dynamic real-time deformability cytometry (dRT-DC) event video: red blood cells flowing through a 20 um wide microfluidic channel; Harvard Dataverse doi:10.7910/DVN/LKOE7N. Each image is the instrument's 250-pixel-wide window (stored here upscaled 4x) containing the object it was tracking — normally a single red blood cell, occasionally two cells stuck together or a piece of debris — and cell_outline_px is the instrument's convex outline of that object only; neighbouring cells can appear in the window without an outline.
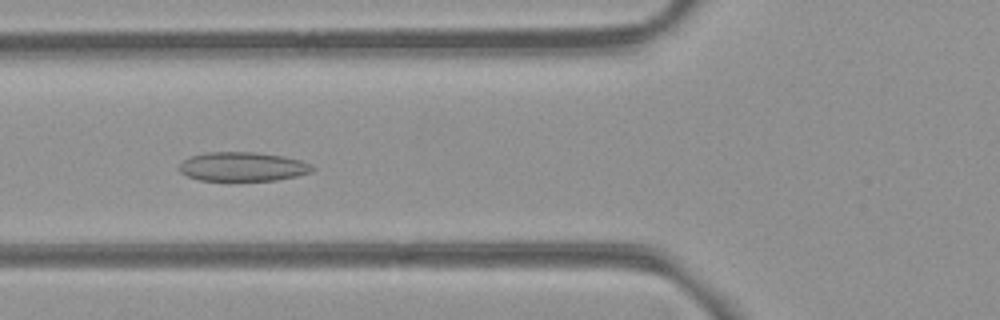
{"species": "common noctule bat (a hibernating species)", "species_latin": "Nyctalus noctula", "temperature_condition": "room temperature", "stored_images_in_passage": 53, "camera_frame_rate_fps": 3000, "um_per_image_px": 0.085, "animal": {"sex": "female", "body_mass_g": 21.9}, "frame": {"image": 1, "passage_image": 20, "time_ms": 6.333, "image_size_px": [1000, 320], "cell_outline_px": [[316, 168], [312, 172], [296, 176], [276, 180], [200, 180], [188, 176], [180, 172], [176, 168], [184, 160], [192, 156], [208, 152], [256, 152], [284, 156], [300, 160], [312, 164]], "centroid_in_image_um": [20.65, 14.16], "position_along_channel_um": 105.1, "area_um2": 22.6}}
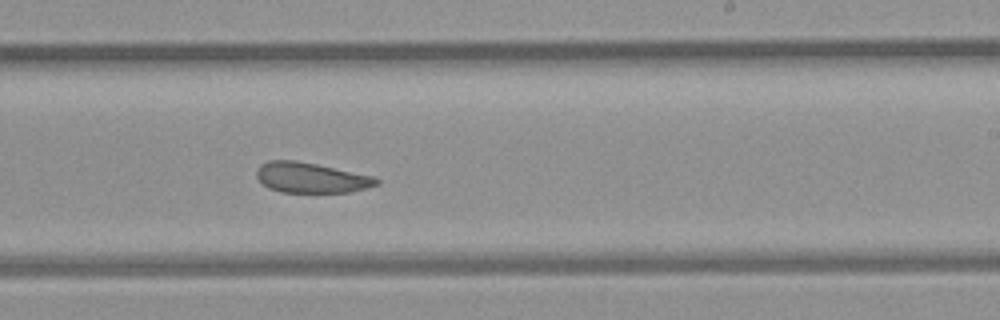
{"frame": {"image": 2, "passage_image": 32, "time_ms": 10.333, "image_size_px": [1000, 320], "cell_outline_px": [[380, 184], [348, 192], [280, 192], [268, 188], [256, 176], [256, 172], [260, 164], [268, 160], [292, 160], [316, 164], [372, 176], [380, 180]], "centroid_in_image_um": [26.4, 15.1], "position_along_channel_um": 262.6, "area_um2": 20.92}}
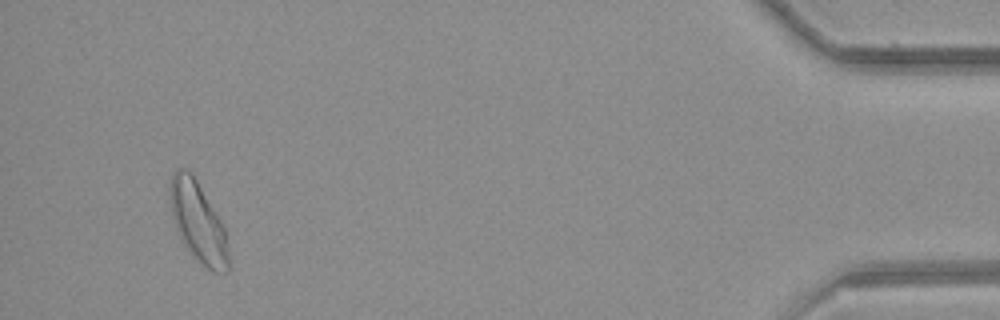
{"frame": {"image": 3, "passage_image": 50, "time_ms": 16.333, "image_size_px": [1000, 320], "cell_outline_px": [[228, 272], [212, 272], [192, 256], [176, 232], [172, 216], [168, 196], [168, 188], [172, 172], [180, 168], [184, 168], [196, 180], [220, 220], [228, 236]], "centroid_in_image_um": [16.8, 18.89], "position_along_channel_um": 418.4, "area_um2": 27.4}, "authors_computed_cell_mechanics": {"area_um2": 23.8714, "velocity_mm_per_s": 3.928, "shape_relaxation_time_tau1_ms": null, "shape_relaxation_time_tau2_ms": 2.9506, "deformation_change_tau1": null, "deformation_change_tau2": 0.1029}}